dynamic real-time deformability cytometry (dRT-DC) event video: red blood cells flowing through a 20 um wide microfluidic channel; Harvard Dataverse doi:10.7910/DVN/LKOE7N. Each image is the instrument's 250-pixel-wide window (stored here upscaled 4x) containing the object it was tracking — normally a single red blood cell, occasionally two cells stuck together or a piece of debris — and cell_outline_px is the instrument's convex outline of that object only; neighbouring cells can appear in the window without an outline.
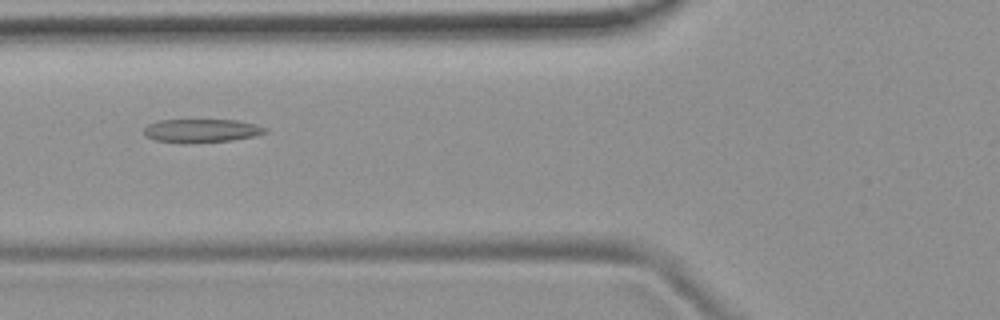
{"species": "common noctule bat (a hibernating species)", "species_latin": "Nyctalus noctula", "temperature_condition": "room temperature", "stored_images_in_passage": 43, "camera_frame_rate_fps": 3000, "um_per_image_px": 0.085, "animal": {"sex": "female", "body_mass_g": 19.9}, "frame": {"image": 1, "passage_image": 10, "time_ms": 3.0, "image_size_px": [1000, 320], "cell_outline_px": [[268, 132], [252, 136], [232, 140], [184, 144], [180, 144], [156, 140], [144, 136], [144, 128], [148, 124], [160, 120], [236, 120], [256, 124], [268, 128]], "centroid_in_image_um": [17.1, 11.12], "position_along_channel_um": 108.7, "area_um2": 16.76}}
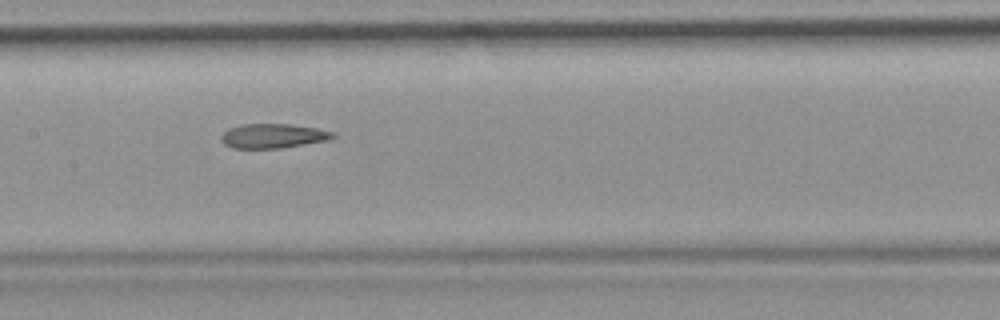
{"frame": {"image": 2, "passage_image": 16, "time_ms": 5.0, "image_size_px": [1000, 320], "cell_outline_px": [[336, 136], [328, 140], [280, 148], [232, 148], [224, 144], [220, 140], [220, 136], [228, 128], [240, 124], [292, 124], [316, 128], [336, 132]], "centroid_in_image_um": [23.19, 11.54], "position_along_channel_um": 184.2, "area_um2": 16.01}}
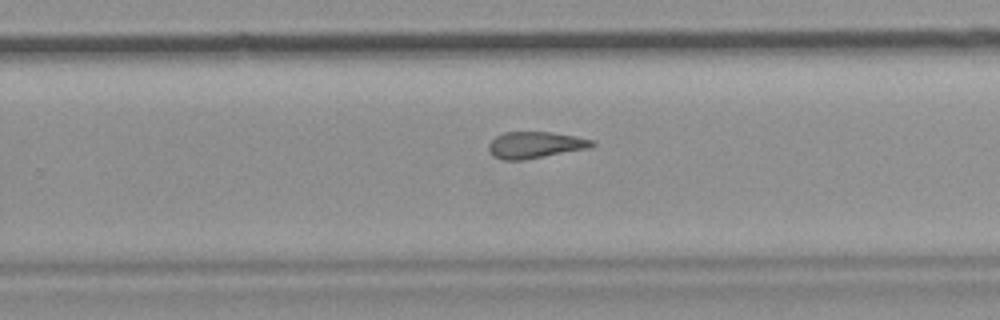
{"frame": {"image": 3, "passage_image": 24, "time_ms": 7.667, "image_size_px": [1000, 320], "cell_outline_px": [[596, 144], [588, 148], [524, 160], [504, 160], [492, 156], [488, 148], [488, 144], [496, 136], [504, 132], [552, 132], [576, 136], [592, 140]], "centroid_in_image_um": [45.46, 12.32], "position_along_channel_um": 284.3, "area_um2": 15.95}, "authors_computed_cell_mechanics": {"area_um2": 16.8198, "velocity_mm_per_s": 3.7759, "shape_relaxation_time_tau1_ms": null, "shape_relaxation_time_tau2_ms": 3.7801, "deformation_change_tau1": null, "deformation_change_tau2": 0.1311}}